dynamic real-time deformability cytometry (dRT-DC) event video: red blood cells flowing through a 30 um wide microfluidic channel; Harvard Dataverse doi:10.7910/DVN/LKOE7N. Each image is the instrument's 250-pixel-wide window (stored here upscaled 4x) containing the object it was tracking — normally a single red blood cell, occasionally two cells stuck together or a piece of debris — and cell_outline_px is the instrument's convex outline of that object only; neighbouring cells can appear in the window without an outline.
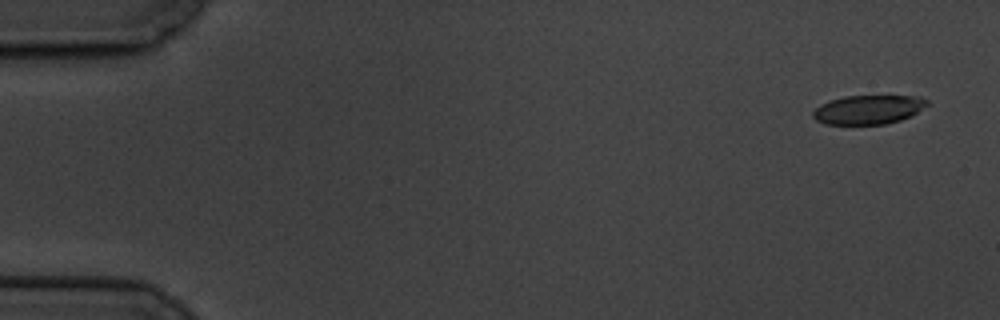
{"species": "common noctule bat (a hibernating species)", "species_latin": "Nyctalus noctula", "temperature_condition": "cold", "stored_images_in_passage": 5, "camera_frame_rate_fps": 3000, "um_per_image_px": 0.085, "animal": {"sex": "male", "body_mass_g": 19.5, "forearm_length_mm": 54.6}, "frame": {"image": 1, "passage_image": 1, "time_ms": 0.0, "image_size_px": [1000, 320], "cell_outline_px": [[928, 104], [912, 116], [900, 120], [884, 124], [824, 124], [816, 120], [812, 116], [812, 112], [820, 104], [828, 100], [844, 96], [920, 96], [928, 100]], "centroid_in_image_um": [73.79, 9.31], "position_along_channel_um": 11.2, "area_um2": 19.42}}